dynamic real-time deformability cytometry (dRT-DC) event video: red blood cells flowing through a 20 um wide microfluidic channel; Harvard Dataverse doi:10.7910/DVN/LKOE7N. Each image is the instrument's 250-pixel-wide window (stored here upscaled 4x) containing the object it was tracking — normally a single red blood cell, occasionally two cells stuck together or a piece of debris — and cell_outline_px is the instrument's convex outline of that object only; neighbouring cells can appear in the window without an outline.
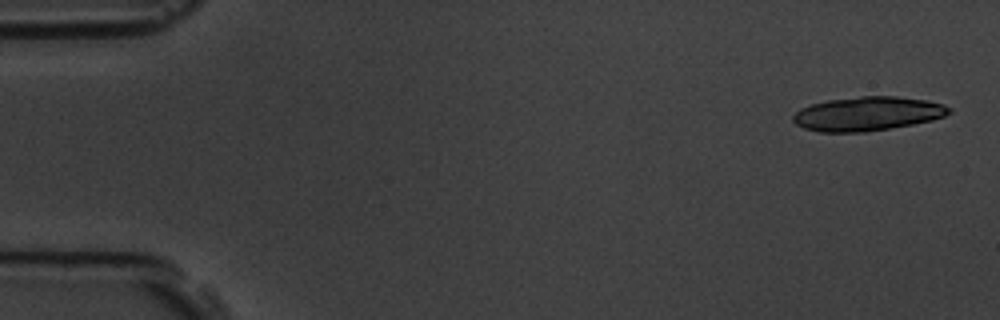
{"species": "common noctule bat (a hibernating species)", "species_latin": "Nyctalus noctula", "temperature_condition": "room temperature", "stored_images_in_passage": 4, "camera_frame_rate_fps": 3000, "um_per_image_px": 0.085, "animal": {"sex": "male", "body_mass_g": 19.5, "forearm_length_mm": 54.6}, "frame": {"image": 1, "passage_image": 1, "time_ms": 0.0, "image_size_px": [1000, 320], "cell_outline_px": [[952, 112], [944, 116], [932, 120], [912, 124], [864, 132], [820, 132], [804, 128], [796, 124], [792, 120], [792, 116], [800, 108], [812, 104], [828, 100], [860, 96], [896, 96], [928, 100], [944, 104], [952, 108]], "centroid_in_image_um": [73.75, 9.66], "position_along_channel_um": 11.2, "area_um2": 30.98}}